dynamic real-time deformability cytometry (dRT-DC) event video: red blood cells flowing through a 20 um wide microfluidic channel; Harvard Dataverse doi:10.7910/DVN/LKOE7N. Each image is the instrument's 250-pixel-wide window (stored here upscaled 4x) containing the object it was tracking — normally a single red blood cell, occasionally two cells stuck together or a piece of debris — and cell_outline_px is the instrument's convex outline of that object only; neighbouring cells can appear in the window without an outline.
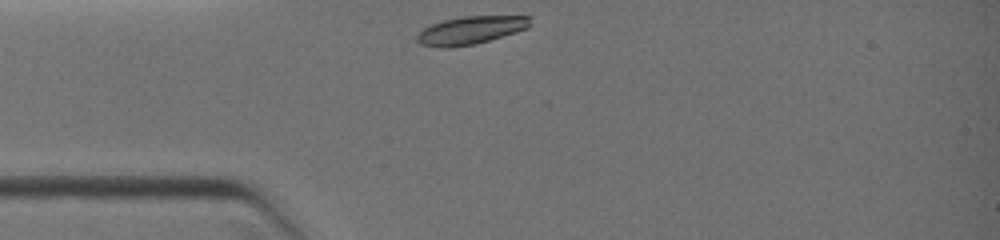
{"species": "common noctule bat (a hibernating species)", "species_latin": "Nyctalus noctula", "temperature_condition": "warm", "stored_images_in_passage": 4, "camera_frame_rate_fps": 3000, "um_per_image_px": 0.085, "animal": {"sex": "female", "body_mass_g": 19.0, "forearm_length_mm": 51.5}, "frame": {"image": 1, "passage_image": 1, "time_ms": 0.0, "image_size_px": [1000, 240], "cell_outline_px": [[532, 24], [528, 28], [516, 32], [476, 44], [452, 48], [440, 48], [420, 44], [416, 40], [416, 36], [424, 28], [432, 24], [444, 20], [464, 16], [532, 16]], "centroid_in_image_um": [40.03, 2.58], "position_along_channel_um": 45.0, "area_um2": 18.61}}
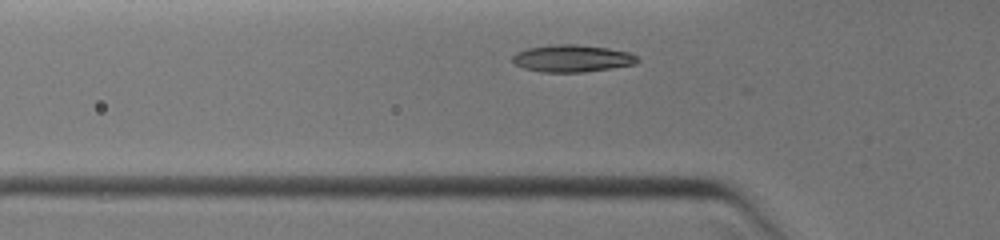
{"frame": {"image": 2, "passage_image": 3, "time_ms": 1.0, "image_size_px": [1000, 240], "cell_outline_px": [[640, 60], [636, 64], [612, 68], [584, 72], [540, 72], [524, 68], [516, 64], [512, 60], [512, 56], [516, 52], [528, 48], [556, 44], [576, 44], [608, 48], [628, 52], [636, 56]], "centroid_in_image_um": [48.64, 4.97], "position_along_channel_um": 77.2, "area_um2": 19.77}}